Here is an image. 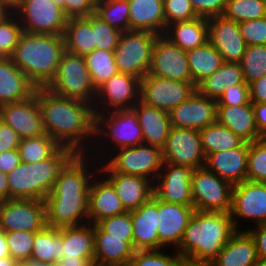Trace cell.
I'll use <instances>...</instances> for the list:
<instances>
[{"label": "cell", "instance_id": "1", "mask_svg": "<svg viewBox=\"0 0 266 266\" xmlns=\"http://www.w3.org/2000/svg\"><path fill=\"white\" fill-rule=\"evenodd\" d=\"M86 155L76 153L59 171L45 199L47 226L59 228L89 223L88 200L93 174L87 169L90 168L87 167L89 154Z\"/></svg>", "mask_w": 266, "mask_h": 266}, {"label": "cell", "instance_id": "2", "mask_svg": "<svg viewBox=\"0 0 266 266\" xmlns=\"http://www.w3.org/2000/svg\"><path fill=\"white\" fill-rule=\"evenodd\" d=\"M38 103L45 133L61 146L71 148L75 153L87 154L86 142H92L95 137L93 105L60 97L47 88H38Z\"/></svg>", "mask_w": 266, "mask_h": 266}, {"label": "cell", "instance_id": "3", "mask_svg": "<svg viewBox=\"0 0 266 266\" xmlns=\"http://www.w3.org/2000/svg\"><path fill=\"white\" fill-rule=\"evenodd\" d=\"M237 231L230 212L194 211L177 253L185 265H208Z\"/></svg>", "mask_w": 266, "mask_h": 266}, {"label": "cell", "instance_id": "4", "mask_svg": "<svg viewBox=\"0 0 266 266\" xmlns=\"http://www.w3.org/2000/svg\"><path fill=\"white\" fill-rule=\"evenodd\" d=\"M65 51L63 35L22 32L11 59L37 88H46Z\"/></svg>", "mask_w": 266, "mask_h": 266}, {"label": "cell", "instance_id": "5", "mask_svg": "<svg viewBox=\"0 0 266 266\" xmlns=\"http://www.w3.org/2000/svg\"><path fill=\"white\" fill-rule=\"evenodd\" d=\"M76 153L62 146L51 158L20 163L7 174L9 199H35L45 201L53 189L59 171Z\"/></svg>", "mask_w": 266, "mask_h": 266}, {"label": "cell", "instance_id": "6", "mask_svg": "<svg viewBox=\"0 0 266 266\" xmlns=\"http://www.w3.org/2000/svg\"><path fill=\"white\" fill-rule=\"evenodd\" d=\"M46 88L60 97L78 99L94 106L96 90L83 56L65 50L55 78Z\"/></svg>", "mask_w": 266, "mask_h": 266}, {"label": "cell", "instance_id": "7", "mask_svg": "<svg viewBox=\"0 0 266 266\" xmlns=\"http://www.w3.org/2000/svg\"><path fill=\"white\" fill-rule=\"evenodd\" d=\"M157 36L148 31L122 32L114 49L118 72L130 74L141 80L148 73L152 47Z\"/></svg>", "mask_w": 266, "mask_h": 266}, {"label": "cell", "instance_id": "8", "mask_svg": "<svg viewBox=\"0 0 266 266\" xmlns=\"http://www.w3.org/2000/svg\"><path fill=\"white\" fill-rule=\"evenodd\" d=\"M233 186L205 167L193 169L191 192L195 211L230 212Z\"/></svg>", "mask_w": 266, "mask_h": 266}, {"label": "cell", "instance_id": "9", "mask_svg": "<svg viewBox=\"0 0 266 266\" xmlns=\"http://www.w3.org/2000/svg\"><path fill=\"white\" fill-rule=\"evenodd\" d=\"M14 13L22 30L33 34L63 35L68 20L53 0H22Z\"/></svg>", "mask_w": 266, "mask_h": 266}, {"label": "cell", "instance_id": "10", "mask_svg": "<svg viewBox=\"0 0 266 266\" xmlns=\"http://www.w3.org/2000/svg\"><path fill=\"white\" fill-rule=\"evenodd\" d=\"M46 226L45 201L7 199L0 203V231L38 232Z\"/></svg>", "mask_w": 266, "mask_h": 266}, {"label": "cell", "instance_id": "11", "mask_svg": "<svg viewBox=\"0 0 266 266\" xmlns=\"http://www.w3.org/2000/svg\"><path fill=\"white\" fill-rule=\"evenodd\" d=\"M193 82H183L146 74L140 80V101L170 112L196 90Z\"/></svg>", "mask_w": 266, "mask_h": 266}, {"label": "cell", "instance_id": "12", "mask_svg": "<svg viewBox=\"0 0 266 266\" xmlns=\"http://www.w3.org/2000/svg\"><path fill=\"white\" fill-rule=\"evenodd\" d=\"M117 152L113 158L110 157L111 160L106 162L114 172L145 177L153 182L152 179L154 177L156 179L161 171L162 150L158 147L143 143L122 148Z\"/></svg>", "mask_w": 266, "mask_h": 266}, {"label": "cell", "instance_id": "13", "mask_svg": "<svg viewBox=\"0 0 266 266\" xmlns=\"http://www.w3.org/2000/svg\"><path fill=\"white\" fill-rule=\"evenodd\" d=\"M103 113H95L96 138L103 133L106 134L105 138L109 136L118 150L143 144L141 127L133 109L109 111L106 115Z\"/></svg>", "mask_w": 266, "mask_h": 266}, {"label": "cell", "instance_id": "14", "mask_svg": "<svg viewBox=\"0 0 266 266\" xmlns=\"http://www.w3.org/2000/svg\"><path fill=\"white\" fill-rule=\"evenodd\" d=\"M161 150L163 163L188 166L192 169L204 167L206 155L199 130L171 127Z\"/></svg>", "mask_w": 266, "mask_h": 266}, {"label": "cell", "instance_id": "15", "mask_svg": "<svg viewBox=\"0 0 266 266\" xmlns=\"http://www.w3.org/2000/svg\"><path fill=\"white\" fill-rule=\"evenodd\" d=\"M96 99L99 101L98 104ZM139 101L140 79L130 74L117 72L96 89L95 106L93 108L95 113H103L105 110V113H107L109 111L132 109ZM98 105L101 106L100 110ZM104 107L106 108L104 109Z\"/></svg>", "mask_w": 266, "mask_h": 266}, {"label": "cell", "instance_id": "16", "mask_svg": "<svg viewBox=\"0 0 266 266\" xmlns=\"http://www.w3.org/2000/svg\"><path fill=\"white\" fill-rule=\"evenodd\" d=\"M148 75L192 82L186 51L164 35H158L153 47Z\"/></svg>", "mask_w": 266, "mask_h": 266}, {"label": "cell", "instance_id": "17", "mask_svg": "<svg viewBox=\"0 0 266 266\" xmlns=\"http://www.w3.org/2000/svg\"><path fill=\"white\" fill-rule=\"evenodd\" d=\"M0 121L10 126L20 139L46 134L38 103V88L31 97L23 101L1 105Z\"/></svg>", "mask_w": 266, "mask_h": 266}, {"label": "cell", "instance_id": "18", "mask_svg": "<svg viewBox=\"0 0 266 266\" xmlns=\"http://www.w3.org/2000/svg\"><path fill=\"white\" fill-rule=\"evenodd\" d=\"M230 215L237 230L239 229L238 216L239 218L254 220L255 226L265 223L266 182L245 180L234 185L232 188Z\"/></svg>", "mask_w": 266, "mask_h": 266}, {"label": "cell", "instance_id": "19", "mask_svg": "<svg viewBox=\"0 0 266 266\" xmlns=\"http://www.w3.org/2000/svg\"><path fill=\"white\" fill-rule=\"evenodd\" d=\"M192 172L193 169L188 166L163 163L160 173L154 179L156 180V185H153L154 196L163 202L193 206Z\"/></svg>", "mask_w": 266, "mask_h": 266}, {"label": "cell", "instance_id": "20", "mask_svg": "<svg viewBox=\"0 0 266 266\" xmlns=\"http://www.w3.org/2000/svg\"><path fill=\"white\" fill-rule=\"evenodd\" d=\"M169 116L174 128L201 130L217 121V100L196 89L186 101L173 108Z\"/></svg>", "mask_w": 266, "mask_h": 266}, {"label": "cell", "instance_id": "21", "mask_svg": "<svg viewBox=\"0 0 266 266\" xmlns=\"http://www.w3.org/2000/svg\"><path fill=\"white\" fill-rule=\"evenodd\" d=\"M208 42L215 47L224 62L239 63L247 44L241 35L239 23L224 16L207 19Z\"/></svg>", "mask_w": 266, "mask_h": 266}, {"label": "cell", "instance_id": "22", "mask_svg": "<svg viewBox=\"0 0 266 266\" xmlns=\"http://www.w3.org/2000/svg\"><path fill=\"white\" fill-rule=\"evenodd\" d=\"M193 206L163 202L158 199V236L159 249L169 245L179 247L187 224L194 212Z\"/></svg>", "mask_w": 266, "mask_h": 266}, {"label": "cell", "instance_id": "23", "mask_svg": "<svg viewBox=\"0 0 266 266\" xmlns=\"http://www.w3.org/2000/svg\"><path fill=\"white\" fill-rule=\"evenodd\" d=\"M101 169L102 174H109L106 178L113 184L126 211L136 210L154 195V182L145 177L114 172L107 164L101 165Z\"/></svg>", "mask_w": 266, "mask_h": 266}, {"label": "cell", "instance_id": "24", "mask_svg": "<svg viewBox=\"0 0 266 266\" xmlns=\"http://www.w3.org/2000/svg\"><path fill=\"white\" fill-rule=\"evenodd\" d=\"M133 237H116L94 224V266H129Z\"/></svg>", "mask_w": 266, "mask_h": 266}, {"label": "cell", "instance_id": "25", "mask_svg": "<svg viewBox=\"0 0 266 266\" xmlns=\"http://www.w3.org/2000/svg\"><path fill=\"white\" fill-rule=\"evenodd\" d=\"M249 143L227 151L208 154L204 167L232 186L247 180Z\"/></svg>", "mask_w": 266, "mask_h": 266}, {"label": "cell", "instance_id": "26", "mask_svg": "<svg viewBox=\"0 0 266 266\" xmlns=\"http://www.w3.org/2000/svg\"><path fill=\"white\" fill-rule=\"evenodd\" d=\"M131 219L134 250H158V199L153 195L148 202L131 211Z\"/></svg>", "mask_w": 266, "mask_h": 266}, {"label": "cell", "instance_id": "27", "mask_svg": "<svg viewBox=\"0 0 266 266\" xmlns=\"http://www.w3.org/2000/svg\"><path fill=\"white\" fill-rule=\"evenodd\" d=\"M97 180L93 178L89 188L88 216L93 225L126 211L113 184L106 178Z\"/></svg>", "mask_w": 266, "mask_h": 266}, {"label": "cell", "instance_id": "28", "mask_svg": "<svg viewBox=\"0 0 266 266\" xmlns=\"http://www.w3.org/2000/svg\"><path fill=\"white\" fill-rule=\"evenodd\" d=\"M132 109L141 127L143 143L162 149L172 127L169 112L145 105L141 101Z\"/></svg>", "mask_w": 266, "mask_h": 266}, {"label": "cell", "instance_id": "29", "mask_svg": "<svg viewBox=\"0 0 266 266\" xmlns=\"http://www.w3.org/2000/svg\"><path fill=\"white\" fill-rule=\"evenodd\" d=\"M37 87L13 63L11 57L0 59V106L31 97Z\"/></svg>", "mask_w": 266, "mask_h": 266}, {"label": "cell", "instance_id": "30", "mask_svg": "<svg viewBox=\"0 0 266 266\" xmlns=\"http://www.w3.org/2000/svg\"><path fill=\"white\" fill-rule=\"evenodd\" d=\"M130 30L164 35L166 21L163 0H128Z\"/></svg>", "mask_w": 266, "mask_h": 266}, {"label": "cell", "instance_id": "31", "mask_svg": "<svg viewBox=\"0 0 266 266\" xmlns=\"http://www.w3.org/2000/svg\"><path fill=\"white\" fill-rule=\"evenodd\" d=\"M238 230L208 266H253L259 259L252 236Z\"/></svg>", "mask_w": 266, "mask_h": 266}, {"label": "cell", "instance_id": "32", "mask_svg": "<svg viewBox=\"0 0 266 266\" xmlns=\"http://www.w3.org/2000/svg\"><path fill=\"white\" fill-rule=\"evenodd\" d=\"M217 121L245 142L262 138L256 128L251 101L238 106H217Z\"/></svg>", "mask_w": 266, "mask_h": 266}, {"label": "cell", "instance_id": "33", "mask_svg": "<svg viewBox=\"0 0 266 266\" xmlns=\"http://www.w3.org/2000/svg\"><path fill=\"white\" fill-rule=\"evenodd\" d=\"M164 36L184 51L203 46L208 42L207 19L174 22L167 26Z\"/></svg>", "mask_w": 266, "mask_h": 266}, {"label": "cell", "instance_id": "34", "mask_svg": "<svg viewBox=\"0 0 266 266\" xmlns=\"http://www.w3.org/2000/svg\"><path fill=\"white\" fill-rule=\"evenodd\" d=\"M63 241V257H82L94 264V225L59 227Z\"/></svg>", "mask_w": 266, "mask_h": 266}, {"label": "cell", "instance_id": "35", "mask_svg": "<svg viewBox=\"0 0 266 266\" xmlns=\"http://www.w3.org/2000/svg\"><path fill=\"white\" fill-rule=\"evenodd\" d=\"M65 50L85 57L96 49L92 15L88 17L69 18L63 33Z\"/></svg>", "mask_w": 266, "mask_h": 266}, {"label": "cell", "instance_id": "36", "mask_svg": "<svg viewBox=\"0 0 266 266\" xmlns=\"http://www.w3.org/2000/svg\"><path fill=\"white\" fill-rule=\"evenodd\" d=\"M246 83L239 63L224 62L216 71L205 78L196 88L204 96L217 100L226 88Z\"/></svg>", "mask_w": 266, "mask_h": 266}, {"label": "cell", "instance_id": "37", "mask_svg": "<svg viewBox=\"0 0 266 266\" xmlns=\"http://www.w3.org/2000/svg\"><path fill=\"white\" fill-rule=\"evenodd\" d=\"M192 82L197 87L223 63L222 56L209 42L186 51Z\"/></svg>", "mask_w": 266, "mask_h": 266}, {"label": "cell", "instance_id": "38", "mask_svg": "<svg viewBox=\"0 0 266 266\" xmlns=\"http://www.w3.org/2000/svg\"><path fill=\"white\" fill-rule=\"evenodd\" d=\"M63 256V241L59 228L46 225L41 231L35 232L31 258L55 265Z\"/></svg>", "mask_w": 266, "mask_h": 266}, {"label": "cell", "instance_id": "39", "mask_svg": "<svg viewBox=\"0 0 266 266\" xmlns=\"http://www.w3.org/2000/svg\"><path fill=\"white\" fill-rule=\"evenodd\" d=\"M199 133L202 148L206 156L208 154L238 148L245 142L218 121L199 130Z\"/></svg>", "mask_w": 266, "mask_h": 266}, {"label": "cell", "instance_id": "40", "mask_svg": "<svg viewBox=\"0 0 266 266\" xmlns=\"http://www.w3.org/2000/svg\"><path fill=\"white\" fill-rule=\"evenodd\" d=\"M62 146L47 134L20 140L18 149L22 163H35L51 158Z\"/></svg>", "mask_w": 266, "mask_h": 266}, {"label": "cell", "instance_id": "41", "mask_svg": "<svg viewBox=\"0 0 266 266\" xmlns=\"http://www.w3.org/2000/svg\"><path fill=\"white\" fill-rule=\"evenodd\" d=\"M84 58L95 90L118 72L114 51L95 49Z\"/></svg>", "mask_w": 266, "mask_h": 266}, {"label": "cell", "instance_id": "42", "mask_svg": "<svg viewBox=\"0 0 266 266\" xmlns=\"http://www.w3.org/2000/svg\"><path fill=\"white\" fill-rule=\"evenodd\" d=\"M95 14L121 32L130 30L128 0H109L99 3L96 5Z\"/></svg>", "mask_w": 266, "mask_h": 266}, {"label": "cell", "instance_id": "43", "mask_svg": "<svg viewBox=\"0 0 266 266\" xmlns=\"http://www.w3.org/2000/svg\"><path fill=\"white\" fill-rule=\"evenodd\" d=\"M239 64L248 85L265 76L266 45H248Z\"/></svg>", "mask_w": 266, "mask_h": 266}, {"label": "cell", "instance_id": "44", "mask_svg": "<svg viewBox=\"0 0 266 266\" xmlns=\"http://www.w3.org/2000/svg\"><path fill=\"white\" fill-rule=\"evenodd\" d=\"M223 16L237 23L266 16V0H227Z\"/></svg>", "mask_w": 266, "mask_h": 266}, {"label": "cell", "instance_id": "45", "mask_svg": "<svg viewBox=\"0 0 266 266\" xmlns=\"http://www.w3.org/2000/svg\"><path fill=\"white\" fill-rule=\"evenodd\" d=\"M247 180L266 182V137L249 142Z\"/></svg>", "mask_w": 266, "mask_h": 266}, {"label": "cell", "instance_id": "46", "mask_svg": "<svg viewBox=\"0 0 266 266\" xmlns=\"http://www.w3.org/2000/svg\"><path fill=\"white\" fill-rule=\"evenodd\" d=\"M22 32L19 18L14 12L0 20V54L3 57L13 55Z\"/></svg>", "mask_w": 266, "mask_h": 266}, {"label": "cell", "instance_id": "47", "mask_svg": "<svg viewBox=\"0 0 266 266\" xmlns=\"http://www.w3.org/2000/svg\"><path fill=\"white\" fill-rule=\"evenodd\" d=\"M129 266H185L182 257L176 252L170 256L158 250L134 251Z\"/></svg>", "mask_w": 266, "mask_h": 266}, {"label": "cell", "instance_id": "48", "mask_svg": "<svg viewBox=\"0 0 266 266\" xmlns=\"http://www.w3.org/2000/svg\"><path fill=\"white\" fill-rule=\"evenodd\" d=\"M35 232H6V240L10 256L17 262H25L31 258Z\"/></svg>", "mask_w": 266, "mask_h": 266}, {"label": "cell", "instance_id": "49", "mask_svg": "<svg viewBox=\"0 0 266 266\" xmlns=\"http://www.w3.org/2000/svg\"><path fill=\"white\" fill-rule=\"evenodd\" d=\"M92 29L94 30L96 49L114 51L122 32L103 21L95 13L92 14Z\"/></svg>", "mask_w": 266, "mask_h": 266}, {"label": "cell", "instance_id": "50", "mask_svg": "<svg viewBox=\"0 0 266 266\" xmlns=\"http://www.w3.org/2000/svg\"><path fill=\"white\" fill-rule=\"evenodd\" d=\"M166 28L178 21H189L197 18L190 0H163Z\"/></svg>", "mask_w": 266, "mask_h": 266}, {"label": "cell", "instance_id": "51", "mask_svg": "<svg viewBox=\"0 0 266 266\" xmlns=\"http://www.w3.org/2000/svg\"><path fill=\"white\" fill-rule=\"evenodd\" d=\"M97 225L110 236L133 237L131 211L100 220Z\"/></svg>", "mask_w": 266, "mask_h": 266}, {"label": "cell", "instance_id": "52", "mask_svg": "<svg viewBox=\"0 0 266 266\" xmlns=\"http://www.w3.org/2000/svg\"><path fill=\"white\" fill-rule=\"evenodd\" d=\"M245 43L248 45H266V16L239 23Z\"/></svg>", "mask_w": 266, "mask_h": 266}, {"label": "cell", "instance_id": "53", "mask_svg": "<svg viewBox=\"0 0 266 266\" xmlns=\"http://www.w3.org/2000/svg\"><path fill=\"white\" fill-rule=\"evenodd\" d=\"M250 102V85L242 83L229 88L217 101V106H238Z\"/></svg>", "mask_w": 266, "mask_h": 266}, {"label": "cell", "instance_id": "54", "mask_svg": "<svg viewBox=\"0 0 266 266\" xmlns=\"http://www.w3.org/2000/svg\"><path fill=\"white\" fill-rule=\"evenodd\" d=\"M198 17L223 16L227 0H190Z\"/></svg>", "mask_w": 266, "mask_h": 266}, {"label": "cell", "instance_id": "55", "mask_svg": "<svg viewBox=\"0 0 266 266\" xmlns=\"http://www.w3.org/2000/svg\"><path fill=\"white\" fill-rule=\"evenodd\" d=\"M96 5L92 0H65L64 14L69 18L88 17L95 13Z\"/></svg>", "mask_w": 266, "mask_h": 266}, {"label": "cell", "instance_id": "56", "mask_svg": "<svg viewBox=\"0 0 266 266\" xmlns=\"http://www.w3.org/2000/svg\"><path fill=\"white\" fill-rule=\"evenodd\" d=\"M20 140L17 133L10 126L0 121V153L17 149Z\"/></svg>", "mask_w": 266, "mask_h": 266}, {"label": "cell", "instance_id": "57", "mask_svg": "<svg viewBox=\"0 0 266 266\" xmlns=\"http://www.w3.org/2000/svg\"><path fill=\"white\" fill-rule=\"evenodd\" d=\"M253 238L258 259L266 260V222L255 229L246 230Z\"/></svg>", "mask_w": 266, "mask_h": 266}, {"label": "cell", "instance_id": "58", "mask_svg": "<svg viewBox=\"0 0 266 266\" xmlns=\"http://www.w3.org/2000/svg\"><path fill=\"white\" fill-rule=\"evenodd\" d=\"M21 163L18 149H12L0 153V170L8 174Z\"/></svg>", "mask_w": 266, "mask_h": 266}, {"label": "cell", "instance_id": "59", "mask_svg": "<svg viewBox=\"0 0 266 266\" xmlns=\"http://www.w3.org/2000/svg\"><path fill=\"white\" fill-rule=\"evenodd\" d=\"M251 103H266V75L250 84Z\"/></svg>", "mask_w": 266, "mask_h": 266}, {"label": "cell", "instance_id": "60", "mask_svg": "<svg viewBox=\"0 0 266 266\" xmlns=\"http://www.w3.org/2000/svg\"><path fill=\"white\" fill-rule=\"evenodd\" d=\"M254 121L261 137H266V103H252Z\"/></svg>", "mask_w": 266, "mask_h": 266}, {"label": "cell", "instance_id": "61", "mask_svg": "<svg viewBox=\"0 0 266 266\" xmlns=\"http://www.w3.org/2000/svg\"><path fill=\"white\" fill-rule=\"evenodd\" d=\"M56 266H94V264L82 257H62L56 264Z\"/></svg>", "mask_w": 266, "mask_h": 266}, {"label": "cell", "instance_id": "62", "mask_svg": "<svg viewBox=\"0 0 266 266\" xmlns=\"http://www.w3.org/2000/svg\"><path fill=\"white\" fill-rule=\"evenodd\" d=\"M0 199H9V188H8V178L7 174L0 170Z\"/></svg>", "mask_w": 266, "mask_h": 266}, {"label": "cell", "instance_id": "63", "mask_svg": "<svg viewBox=\"0 0 266 266\" xmlns=\"http://www.w3.org/2000/svg\"><path fill=\"white\" fill-rule=\"evenodd\" d=\"M7 256H10V252L6 240V232L0 231V258Z\"/></svg>", "mask_w": 266, "mask_h": 266}, {"label": "cell", "instance_id": "64", "mask_svg": "<svg viewBox=\"0 0 266 266\" xmlns=\"http://www.w3.org/2000/svg\"><path fill=\"white\" fill-rule=\"evenodd\" d=\"M6 7L11 11L14 12L19 5L21 4L22 0H0Z\"/></svg>", "mask_w": 266, "mask_h": 266}, {"label": "cell", "instance_id": "65", "mask_svg": "<svg viewBox=\"0 0 266 266\" xmlns=\"http://www.w3.org/2000/svg\"><path fill=\"white\" fill-rule=\"evenodd\" d=\"M17 263L11 256L0 258V266H15Z\"/></svg>", "mask_w": 266, "mask_h": 266}, {"label": "cell", "instance_id": "66", "mask_svg": "<svg viewBox=\"0 0 266 266\" xmlns=\"http://www.w3.org/2000/svg\"><path fill=\"white\" fill-rule=\"evenodd\" d=\"M25 263L27 266H56V265H50L48 263L41 262L34 258H30L26 260Z\"/></svg>", "mask_w": 266, "mask_h": 266}, {"label": "cell", "instance_id": "67", "mask_svg": "<svg viewBox=\"0 0 266 266\" xmlns=\"http://www.w3.org/2000/svg\"><path fill=\"white\" fill-rule=\"evenodd\" d=\"M11 11L0 1V20L7 17Z\"/></svg>", "mask_w": 266, "mask_h": 266}, {"label": "cell", "instance_id": "68", "mask_svg": "<svg viewBox=\"0 0 266 266\" xmlns=\"http://www.w3.org/2000/svg\"><path fill=\"white\" fill-rule=\"evenodd\" d=\"M57 6H59L60 8L63 9V12H64V1L65 0H53Z\"/></svg>", "mask_w": 266, "mask_h": 266}, {"label": "cell", "instance_id": "69", "mask_svg": "<svg viewBox=\"0 0 266 266\" xmlns=\"http://www.w3.org/2000/svg\"><path fill=\"white\" fill-rule=\"evenodd\" d=\"M253 266H266V260L259 259Z\"/></svg>", "mask_w": 266, "mask_h": 266}, {"label": "cell", "instance_id": "70", "mask_svg": "<svg viewBox=\"0 0 266 266\" xmlns=\"http://www.w3.org/2000/svg\"><path fill=\"white\" fill-rule=\"evenodd\" d=\"M105 1H109V0H92V2L97 5L99 3L105 2Z\"/></svg>", "mask_w": 266, "mask_h": 266}, {"label": "cell", "instance_id": "71", "mask_svg": "<svg viewBox=\"0 0 266 266\" xmlns=\"http://www.w3.org/2000/svg\"><path fill=\"white\" fill-rule=\"evenodd\" d=\"M15 266H27L25 262H17Z\"/></svg>", "mask_w": 266, "mask_h": 266}, {"label": "cell", "instance_id": "72", "mask_svg": "<svg viewBox=\"0 0 266 266\" xmlns=\"http://www.w3.org/2000/svg\"><path fill=\"white\" fill-rule=\"evenodd\" d=\"M185 266H208V265H185Z\"/></svg>", "mask_w": 266, "mask_h": 266}]
</instances>
